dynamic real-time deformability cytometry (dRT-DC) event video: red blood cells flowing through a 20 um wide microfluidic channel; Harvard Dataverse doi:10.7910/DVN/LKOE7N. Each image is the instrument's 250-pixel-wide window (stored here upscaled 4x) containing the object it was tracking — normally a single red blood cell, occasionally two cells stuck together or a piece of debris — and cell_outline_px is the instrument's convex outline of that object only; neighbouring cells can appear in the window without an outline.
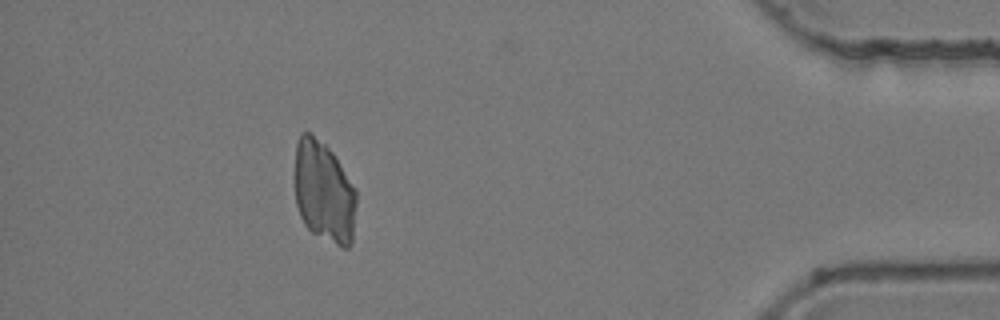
{"species": "common noctule bat (a hibernating species)", "species_latin": "Nyctalus noctula", "temperature_condition": "room temperature", "stored_images_in_passage": 52, "camera_frame_rate_fps": 3000, "um_per_image_px": 0.085, "animal": {"sex": "female", "body_mass_g": 24.6, "forearm_length_mm": 56.2}, "frame": {"image": 1, "passage_image": 47, "time_ms": 15.333, "image_size_px": [1000, 320], "cell_outline_px": [[356, 204], [352, 244], [348, 248], [340, 248], [312, 232], [304, 224], [300, 216], [296, 204], [296, 144], [300, 132], [308, 132], [324, 144], [332, 152], [356, 188]], "centroid_in_image_um": [27.56, 16.36], "position_along_channel_um": 407.6, "area_um2": 36.47}}